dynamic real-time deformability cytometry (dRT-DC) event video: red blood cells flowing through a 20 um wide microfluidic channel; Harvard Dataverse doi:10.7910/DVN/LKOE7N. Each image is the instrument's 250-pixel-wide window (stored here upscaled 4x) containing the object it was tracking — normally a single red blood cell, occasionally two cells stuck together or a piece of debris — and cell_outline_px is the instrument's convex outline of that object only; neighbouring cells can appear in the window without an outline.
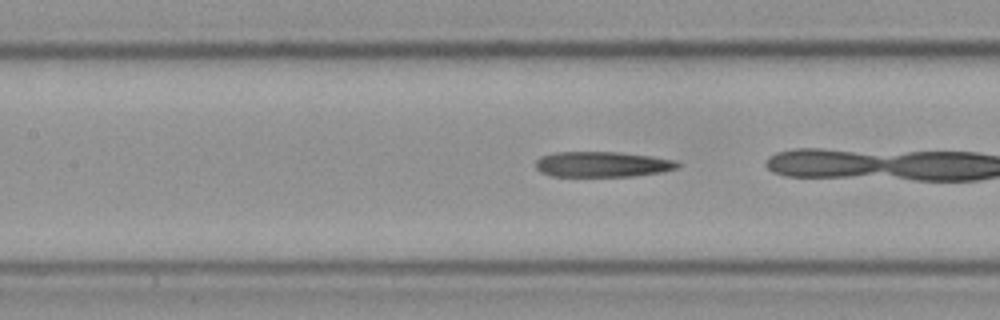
{"species": "Egyptian fruit bat (a non-hibernating species)", "species_latin": "Rousettus aegyptiacus", "temperature_condition": "cold", "stored_images_in_passage": 31, "camera_frame_rate_fps": 3000, "um_per_image_px": 0.085, "frame": {"image": 1, "passage_image": 24, "time_ms": 7.667, "image_size_px": [1000, 320], "cell_outline_px": [[680, 164], [676, 168], [664, 172], [632, 176], [552, 176], [540, 172], [536, 168], [536, 160], [540, 156], [556, 152], [616, 152], [652, 156], [676, 160]], "centroid_in_image_um": [51.19, 13.96], "position_along_channel_um": 156.2, "area_um2": 21.1}}